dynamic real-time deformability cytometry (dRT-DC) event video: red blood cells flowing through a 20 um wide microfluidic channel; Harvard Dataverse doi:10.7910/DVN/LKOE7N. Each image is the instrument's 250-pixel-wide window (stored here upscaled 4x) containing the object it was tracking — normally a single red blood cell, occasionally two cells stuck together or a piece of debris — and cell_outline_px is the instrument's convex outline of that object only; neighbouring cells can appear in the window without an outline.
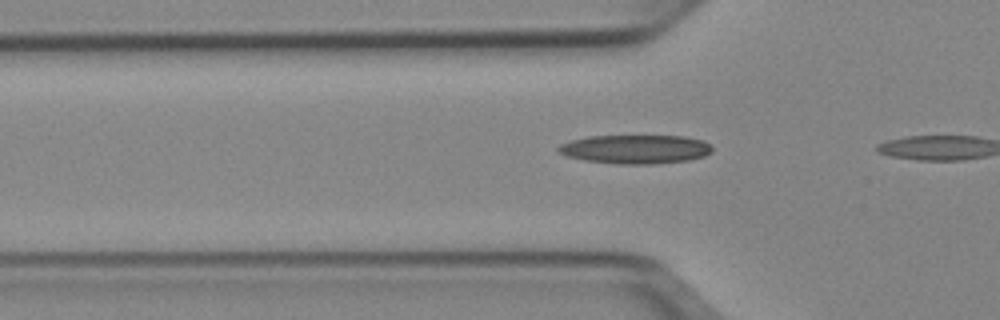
{"species": "Egyptian fruit bat (a non-hibernating species)", "species_latin": "Rousettus aegyptiacus", "temperature_condition": "cold", "stored_images_in_passage": 6, "camera_frame_rate_fps": 3000, "um_per_image_px": 0.085, "animal": {"sex": "female"}, "frame": {"image": 1, "passage_image": 5, "time_ms": 1.333, "image_size_px": [1000, 320], "cell_outline_px": [[712, 152], [704, 156], [688, 160], [652, 164], [620, 164], [584, 160], [568, 156], [560, 152], [556, 148], [560, 144], [572, 140], [588, 136], [684, 136], [704, 140], [712, 148]], "centroid_in_image_um": [54.03, 12.68], "position_along_channel_um": 71.8, "area_um2": 25.78}}